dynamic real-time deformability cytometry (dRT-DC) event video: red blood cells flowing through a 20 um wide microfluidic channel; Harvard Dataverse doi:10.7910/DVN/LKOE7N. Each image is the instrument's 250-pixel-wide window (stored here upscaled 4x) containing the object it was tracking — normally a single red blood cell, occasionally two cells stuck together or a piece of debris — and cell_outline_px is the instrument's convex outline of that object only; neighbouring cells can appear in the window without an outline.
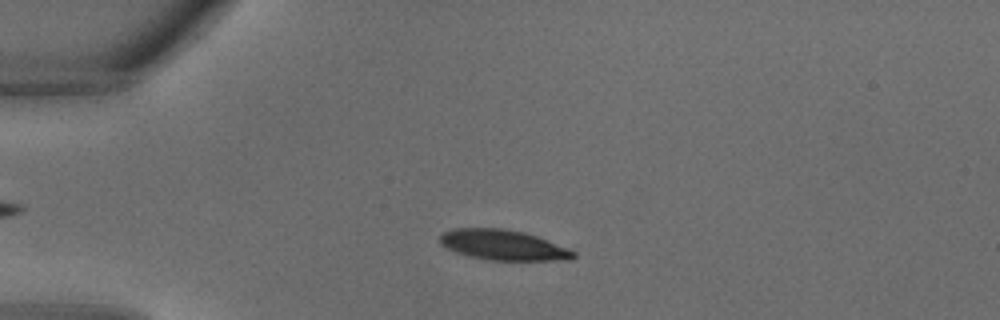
{"species": "common noctule bat (a hibernating species)", "species_latin": "Nyctalus noctula", "temperature_condition": "warm", "stored_images_in_passage": 32, "camera_frame_rate_fps": 3000, "um_per_image_px": 0.085, "animal": {"sex": "male", "body_mass_g": 18.8}, "frame": {"image": 1, "passage_image": 7, "time_ms": 2.0, "image_size_px": [1000, 320], "cell_outline_px": [[576, 256], [568, 260], [488, 260], [468, 256], [456, 252], [440, 244], [440, 236], [444, 232], [456, 228], [500, 228], [524, 232], [536, 236], [568, 248], [576, 252]], "centroid_in_image_um": [42.77, 20.83], "position_along_channel_um": 42.2, "area_um2": 23.41}}
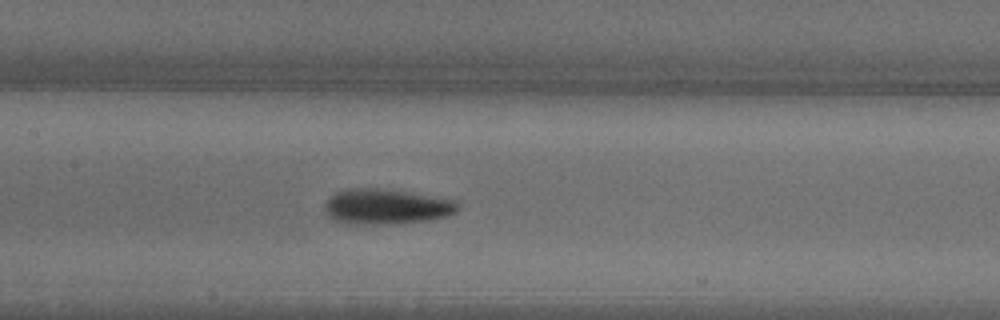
{"frame": {"image": 2, "passage_image": 15, "time_ms": 4.667, "image_size_px": [1000, 320], "cell_outline_px": [[460, 208], [456, 212], [448, 216], [428, 220], [396, 224], [356, 224], [332, 220], [324, 208], [324, 204], [336, 192], [352, 188], [388, 188], [456, 200], [460, 204]], "centroid_in_image_um": [32.89, 17.56], "position_along_channel_um": 174.5, "area_um2": 27.69}}
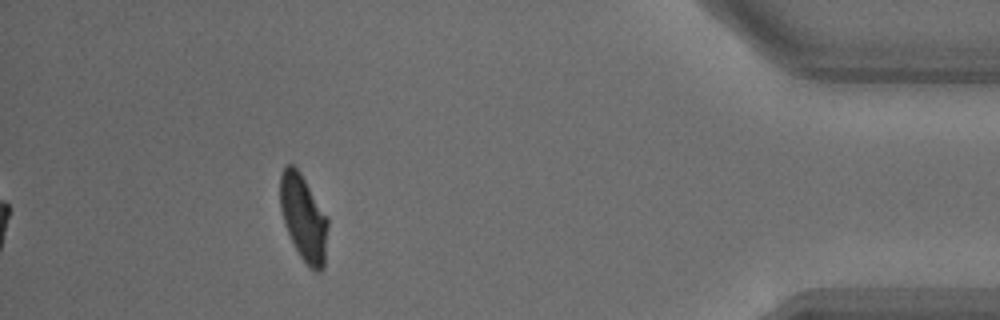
{"frame": {"image": 3, "passage_image": 29, "time_ms": 9.333, "image_size_px": [1000, 320], "cell_outline_px": [[328, 228], [324, 268], [320, 272], [316, 272], [300, 256], [284, 224], [280, 208], [280, 176], [284, 168], [288, 164], [292, 164], [300, 172], [328, 216]], "centroid_in_image_um": [25.82, 18.51], "position_along_channel_um": 409.4, "area_um2": 23.87}}